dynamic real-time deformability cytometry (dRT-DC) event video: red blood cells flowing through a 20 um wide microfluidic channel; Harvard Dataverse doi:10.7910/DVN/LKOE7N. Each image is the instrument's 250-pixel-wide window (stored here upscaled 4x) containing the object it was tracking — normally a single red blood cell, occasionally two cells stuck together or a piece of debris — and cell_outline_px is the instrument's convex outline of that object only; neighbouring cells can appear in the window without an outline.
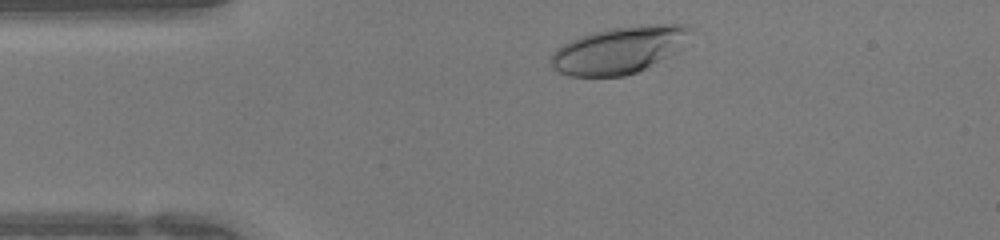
{"species": "human", "species_latin": "Homo sapiens", "temperature_condition": "warm", "stored_images_in_passage": 30, "camera_frame_rate_fps": 3000, "um_per_image_px": 0.085, "donor": {"sex": "female"}, "frame": {"image": 1, "passage_image": 2, "time_ms": 0.333, "image_size_px": [1000, 240], "cell_outline_px": [[692, 28], [684, 48], [640, 72], [624, 76], [568, 76], [552, 68], [552, 56], [556, 48], [580, 36], [592, 32], [612, 28], [648, 24], [684, 24]], "centroid_in_image_um": [52.69, 4.25], "position_along_channel_um": 32.3, "area_um2": 38.32}}
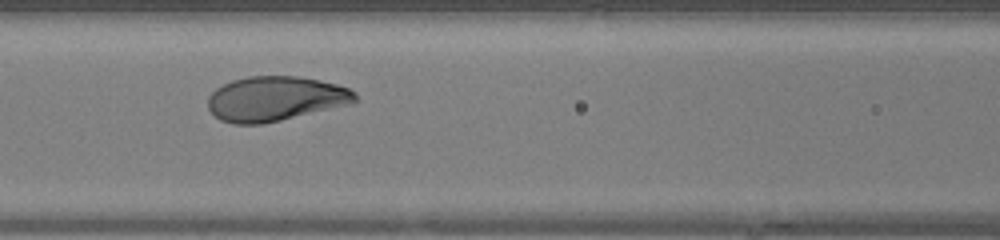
{"frame": {"image": 2, "passage_image": 12, "time_ms": 3.667, "image_size_px": [1000, 240], "cell_outline_px": [[356, 100], [280, 120], [260, 124], [232, 124], [220, 120], [208, 108], [208, 96], [216, 88], [232, 80], [248, 76], [300, 76], [336, 84], [348, 88], [356, 92]], "centroid_in_image_um": [23.3, 8.37], "position_along_channel_um": 143.3, "area_um2": 37.51}}
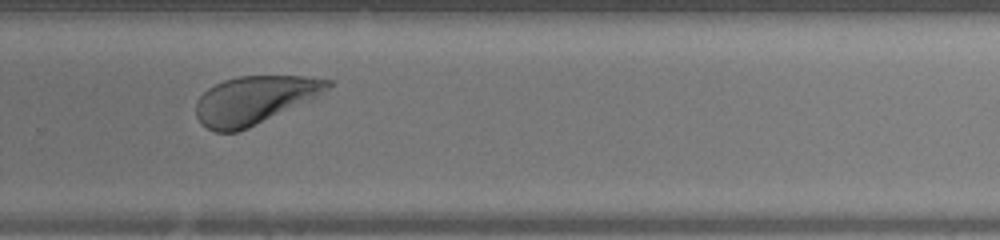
{"frame": {"image": 3, "passage_image": 23, "time_ms": 7.333, "image_size_px": [1000, 240], "cell_outline_px": [[332, 84], [320, 96], [248, 128], [236, 132], [216, 132], [200, 124], [196, 116], [196, 100], [208, 88], [224, 80], [240, 76], [304, 76], [332, 80]], "centroid_in_image_um": [21.63, 8.5], "position_along_channel_um": 308.2, "area_um2": 36.88}}